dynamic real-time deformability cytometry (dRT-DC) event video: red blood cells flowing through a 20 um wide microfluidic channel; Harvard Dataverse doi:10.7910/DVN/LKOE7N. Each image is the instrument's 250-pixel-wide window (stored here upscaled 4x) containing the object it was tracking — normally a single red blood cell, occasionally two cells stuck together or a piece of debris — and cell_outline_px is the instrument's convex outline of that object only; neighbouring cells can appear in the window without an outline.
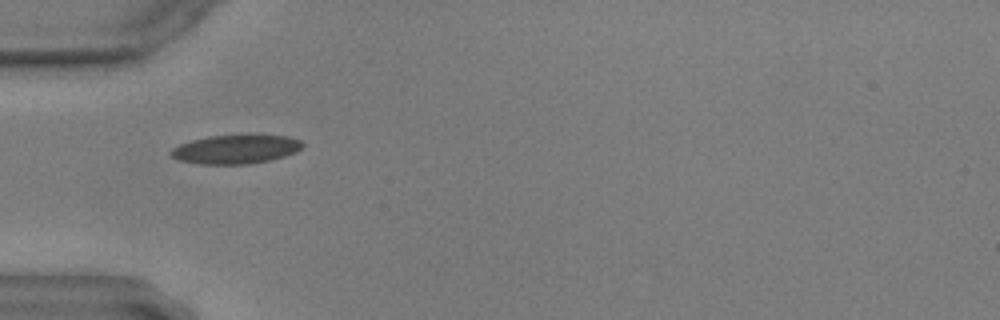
{"species": "common noctule bat (a hibernating species)", "species_latin": "Nyctalus noctula", "temperature_condition": "warm", "stored_images_in_passage": 18, "camera_frame_rate_fps": 3000, "um_per_image_px": 0.085, "animal": {"sex": "male", "body_mass_g": 17.9, "forearm_length_mm": 54.2}, "frame": {"image": 1, "passage_image": 1, "time_ms": 0.0, "image_size_px": [1000, 320], "cell_outline_px": [[304, 144], [296, 152], [284, 156], [268, 160], [248, 164], [200, 164], [176, 160], [168, 152], [172, 148], [180, 144], [192, 140], [208, 136], [248, 132], [288, 136], [300, 140]], "centroid_in_image_um": [20.04, 12.64], "position_along_channel_um": 65.0, "area_um2": 23.0}}